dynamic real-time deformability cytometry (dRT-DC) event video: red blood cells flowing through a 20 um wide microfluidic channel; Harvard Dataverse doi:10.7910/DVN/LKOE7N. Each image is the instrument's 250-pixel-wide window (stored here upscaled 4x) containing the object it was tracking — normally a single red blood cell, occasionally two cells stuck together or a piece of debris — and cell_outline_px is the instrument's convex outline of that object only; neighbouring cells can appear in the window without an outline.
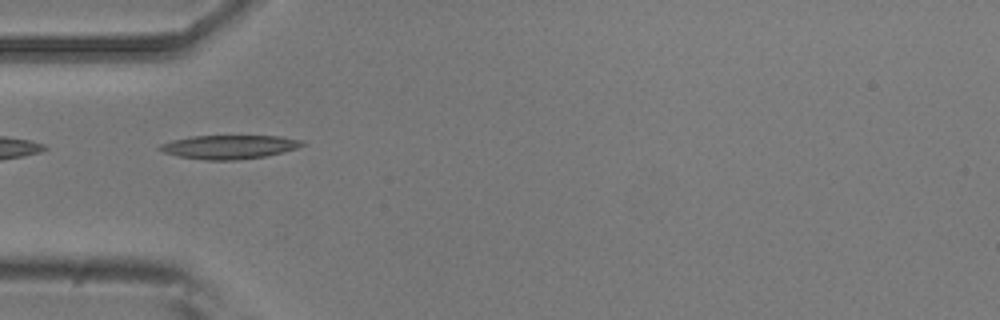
{"species": "common noctule bat (a hibernating species)", "species_latin": "Nyctalus noctula", "temperature_condition": "room temperature", "stored_images_in_passage": 8, "camera_frame_rate_fps": 3000, "um_per_image_px": 0.085, "animal": {"sex": "male", "body_mass_g": 20.5, "forearm_length_mm": 52.5}, "frame": {"image": 1, "passage_image": 5, "time_ms": 4.667, "image_size_px": [1000, 320], "cell_outline_px": [[304, 144], [296, 148], [264, 156], [236, 160], [204, 160], [180, 156], [164, 152], [156, 148], [160, 144], [172, 140], [188, 136], [280, 136], [304, 140]], "centroid_in_image_um": [19.44, 12.48], "position_along_channel_um": 65.6, "area_um2": 19.59}}
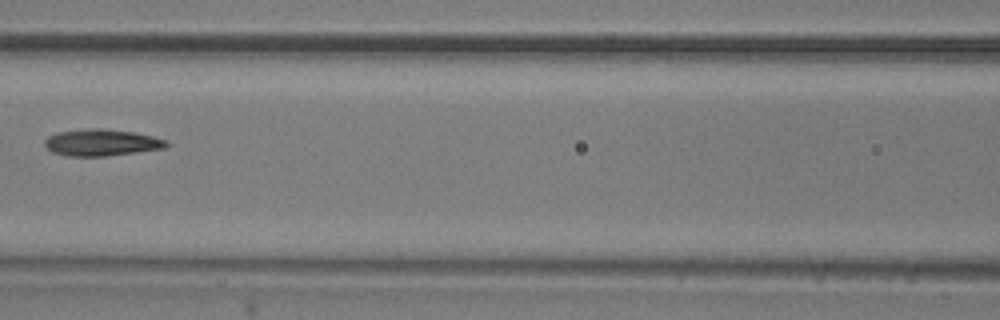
{"frame": {"image": 2, "passage_image": 7, "time_ms": 7.0, "image_size_px": [1000, 320], "cell_outline_px": [[172, 144], [164, 148], [136, 152], [104, 156], [68, 156], [52, 152], [44, 144], [44, 140], [48, 136], [56, 132], [88, 128], [104, 128], [132, 132], [152, 136], [168, 140]], "centroid_in_image_um": [8.64, 12.11], "position_along_channel_um": 158.0, "area_um2": 19.02}}
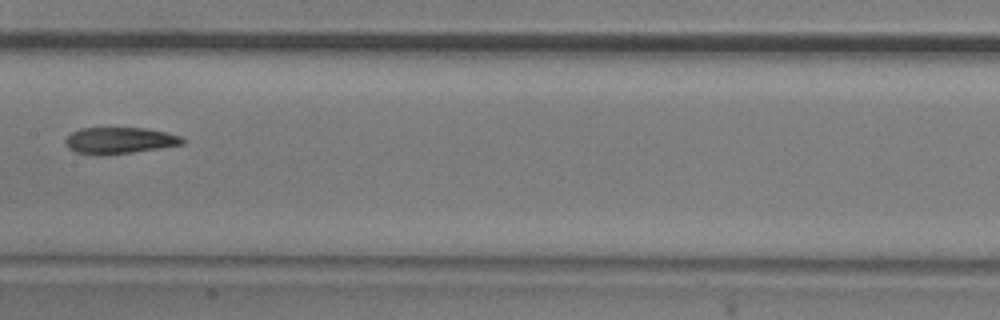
{"frame": {"image": 3, "passage_image": 8, "time_ms": 8.0, "image_size_px": [1000, 320], "cell_outline_px": [[184, 144], [160, 148], [132, 152], [100, 156], [96, 156], [76, 152], [68, 148], [64, 140], [72, 132], [80, 128], [144, 128], [164, 132], [180, 136], [184, 140]], "centroid_in_image_um": [10.12, 11.95], "position_along_channel_um": 197.3, "area_um2": 18.03}}